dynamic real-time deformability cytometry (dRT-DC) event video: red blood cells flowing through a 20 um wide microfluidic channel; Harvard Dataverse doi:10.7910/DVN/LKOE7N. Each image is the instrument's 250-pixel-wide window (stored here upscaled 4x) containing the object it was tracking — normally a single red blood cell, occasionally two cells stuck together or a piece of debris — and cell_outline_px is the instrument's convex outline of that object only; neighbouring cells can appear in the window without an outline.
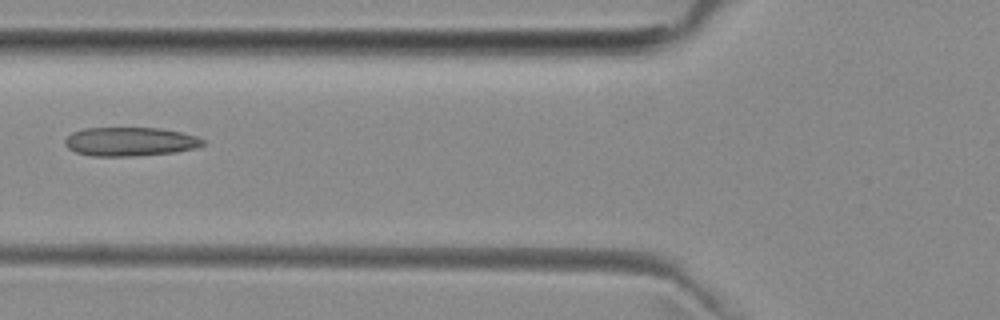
{"species": "common noctule bat (a hibernating species)", "species_latin": "Nyctalus noctula", "temperature_condition": "room temperature", "stored_images_in_passage": 6, "camera_frame_rate_fps": 3000, "um_per_image_px": 0.085, "animal": {"sex": "female", "body_mass_g": 29.2, "forearm_length_mm": 56.3}, "frame": {"image": 1, "passage_image": 5, "time_ms": 5.667, "image_size_px": [1000, 320], "cell_outline_px": [[204, 144], [196, 148], [176, 152], [132, 156], [92, 156], [76, 152], [68, 148], [64, 144], [64, 140], [72, 132], [84, 128], [160, 128], [180, 132], [196, 136], [204, 140]], "centroid_in_image_um": [11.04, 12.04], "position_along_channel_um": 114.8, "area_um2": 23.18}}
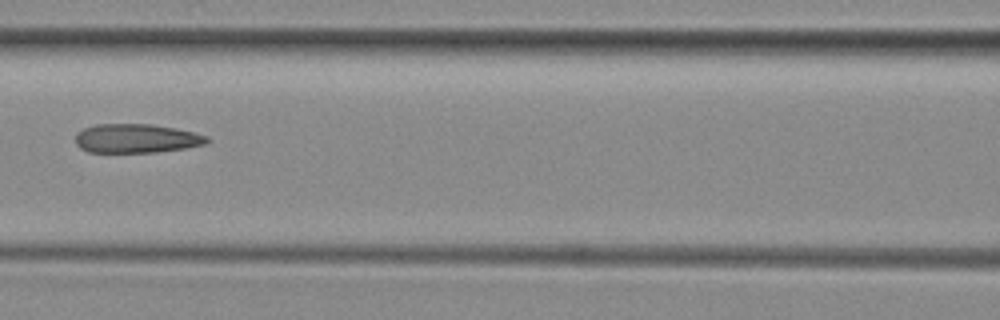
{"frame": {"image": 2, "passage_image": 6, "time_ms": 6.667, "image_size_px": [1000, 320], "cell_outline_px": [[212, 140], [208, 144], [184, 148], [156, 152], [88, 152], [80, 148], [76, 144], [76, 132], [84, 128], [96, 124], [152, 124], [176, 128], [208, 136]], "centroid_in_image_um": [11.61, 11.76], "position_along_channel_um": 155.0, "area_um2": 22.37}}